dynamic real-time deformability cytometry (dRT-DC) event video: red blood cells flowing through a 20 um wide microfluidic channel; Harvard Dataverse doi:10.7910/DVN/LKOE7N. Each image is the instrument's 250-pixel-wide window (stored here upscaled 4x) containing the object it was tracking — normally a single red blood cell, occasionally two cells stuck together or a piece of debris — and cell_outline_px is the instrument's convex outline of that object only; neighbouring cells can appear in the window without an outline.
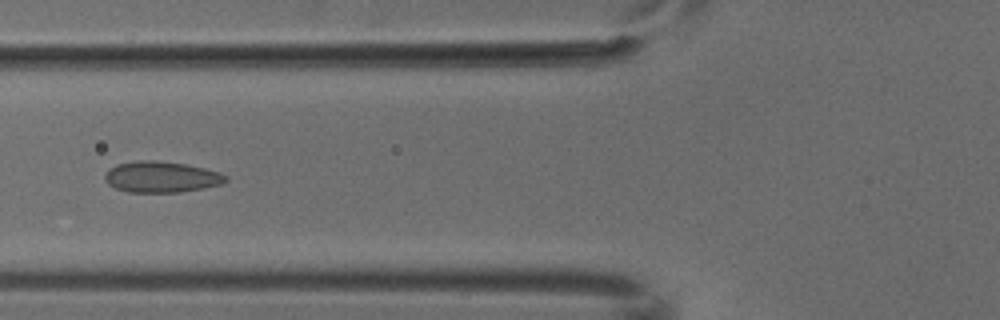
{"species": "common noctule bat (a hibernating species)", "species_latin": "Nyctalus noctula", "temperature_condition": "cold", "stored_images_in_passage": 5, "camera_frame_rate_fps": 3000, "um_per_image_px": 0.085, "animal": {"sex": "male", "body_mass_g": 18.8}, "frame": {"image": 1, "passage_image": 5, "time_ms": 1.333, "image_size_px": [1000, 320], "cell_outline_px": [[228, 180], [224, 184], [204, 188], [180, 192], [128, 192], [116, 188], [108, 184], [104, 180], [104, 176], [116, 164], [136, 160], [156, 160], [184, 164], [204, 168], [220, 172], [228, 176]], "centroid_in_image_um": [13.75, 15.04], "position_along_channel_um": 112.1, "area_um2": 21.96}}